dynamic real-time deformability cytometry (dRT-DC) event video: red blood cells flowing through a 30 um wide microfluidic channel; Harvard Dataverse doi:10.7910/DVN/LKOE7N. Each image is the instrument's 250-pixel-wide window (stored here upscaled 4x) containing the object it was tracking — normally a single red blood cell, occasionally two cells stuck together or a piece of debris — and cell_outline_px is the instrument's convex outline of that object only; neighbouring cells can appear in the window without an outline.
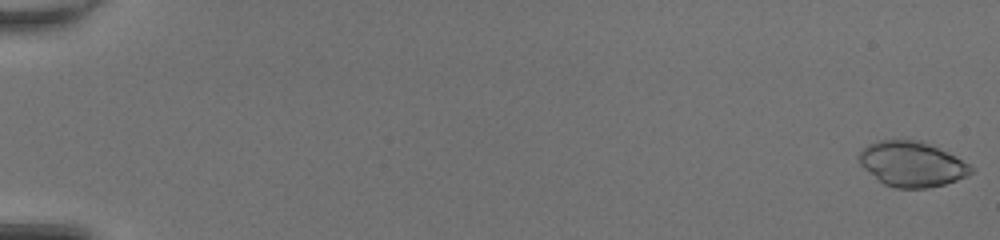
{"species": "common noctule bat (a hibernating species)", "species_latin": "Nyctalus noctula", "temperature_condition": "room temperature", "stored_images_in_passage": 50, "camera_frame_rate_fps": 3000, "um_per_image_px": 0.085, "animal": {"sex": "female", "body_mass_g": 20.0, "forearm_length_mm": 54.0}, "frame": {"image": 1, "passage_image": 1, "time_ms": 0.0, "image_size_px": [1000, 240], "cell_outline_px": [[976, 168], [968, 176], [944, 184], [928, 188], [896, 188], [884, 184], [864, 168], [860, 164], [860, 152], [868, 144], [880, 140], [924, 140], [956, 156]], "centroid_in_image_um": [77.56, 13.94], "position_along_channel_um": 7.4, "area_um2": 29.48}}
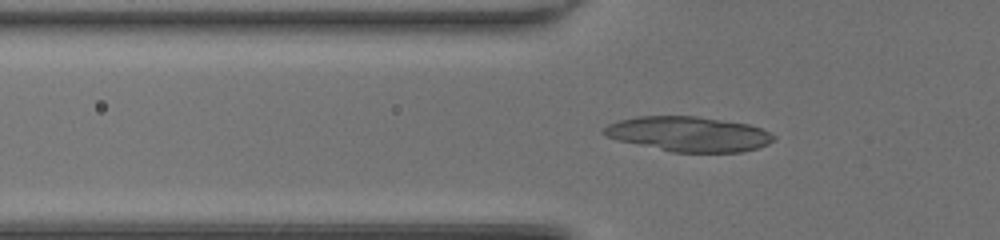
{"frame": {"image": 2, "passage_image": 19, "time_ms": 6.0, "image_size_px": [1000, 240], "cell_outline_px": [[776, 140], [760, 148], [744, 152], [672, 152], [616, 140], [604, 136], [600, 132], [608, 124], [620, 120], [636, 116], [700, 116], [748, 124], [760, 128], [776, 136]], "centroid_in_image_um": [58.54, 11.39], "position_along_channel_um": 67.3, "area_um2": 34.91}}